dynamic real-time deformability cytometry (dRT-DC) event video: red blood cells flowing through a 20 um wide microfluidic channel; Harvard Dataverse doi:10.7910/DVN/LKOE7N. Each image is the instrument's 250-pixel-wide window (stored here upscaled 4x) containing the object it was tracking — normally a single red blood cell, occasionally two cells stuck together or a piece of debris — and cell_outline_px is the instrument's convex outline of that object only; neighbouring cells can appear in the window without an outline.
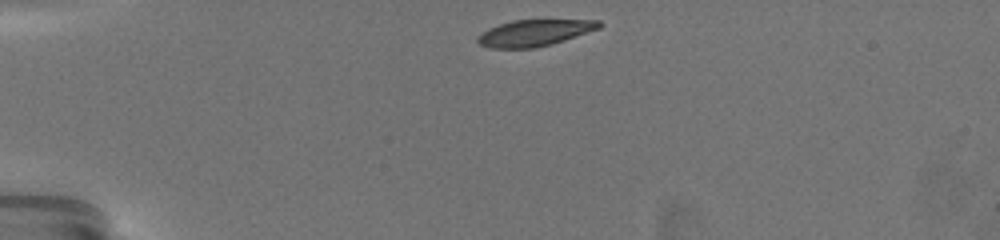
{"species": "common noctule bat (a hibernating species)", "species_latin": "Nyctalus noctula", "temperature_condition": "warm", "stored_images_in_passage": 11, "camera_frame_rate_fps": 3000, "um_per_image_px": 0.085, "animal": {"sex": "female", "body_mass_g": 19.5, "forearm_length_mm": 54.1}, "frame": {"image": 1, "passage_image": 1, "time_ms": 0.0, "image_size_px": [1000, 240], "cell_outline_px": [[604, 24], [600, 28], [552, 44], [532, 48], [492, 48], [480, 44], [476, 40], [476, 36], [480, 32], [488, 28], [512, 20], [600, 20]], "centroid_in_image_um": [45.41, 2.79], "position_along_channel_um": 39.6, "area_um2": 18.73}}
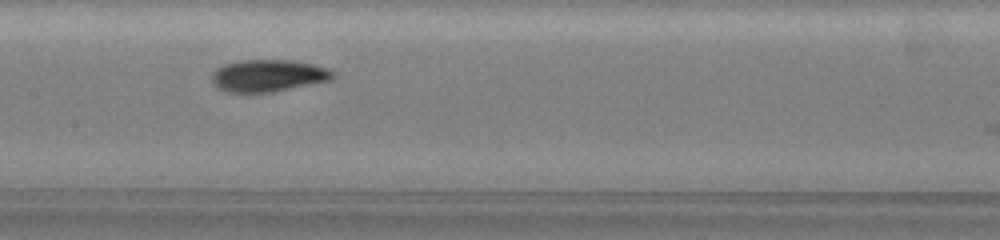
{"frame": {"image": 2, "passage_image": 9, "time_ms": 5.667, "image_size_px": [1000, 240], "cell_outline_px": [[336, 72], [328, 80], [272, 92], [228, 92], [220, 88], [212, 80], [212, 72], [216, 68], [224, 64], [240, 60], [288, 60], [312, 64], [328, 68]], "centroid_in_image_um": [22.77, 6.41], "position_along_channel_um": 184.6, "area_um2": 22.25}}